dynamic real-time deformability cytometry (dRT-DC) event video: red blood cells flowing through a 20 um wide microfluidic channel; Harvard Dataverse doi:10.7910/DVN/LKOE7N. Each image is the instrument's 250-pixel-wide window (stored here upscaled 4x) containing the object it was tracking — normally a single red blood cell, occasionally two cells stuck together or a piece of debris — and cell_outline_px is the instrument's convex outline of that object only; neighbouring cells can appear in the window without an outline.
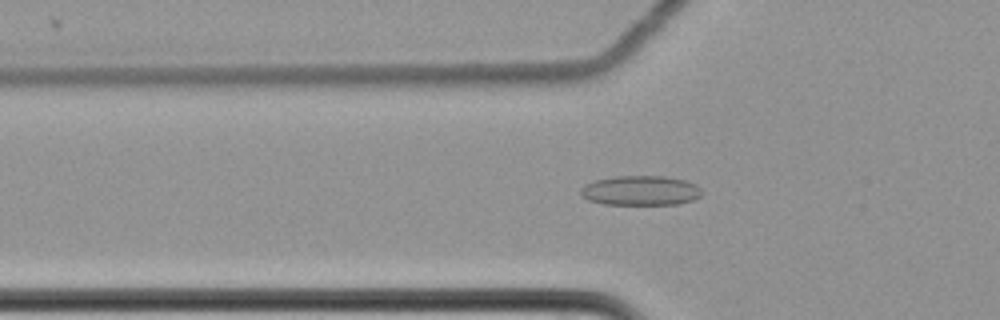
{"species": "common noctule bat (a hibernating species)", "species_latin": "Nyctalus noctula", "temperature_condition": "cold", "stored_images_in_passage": 38, "camera_frame_rate_fps": 3000, "um_per_image_px": 0.085, "animal": {"sex": "female", "body_mass_g": 22.7, "forearm_length_mm": 54.2}, "frame": {"image": 1, "passage_image": 23, "time_ms": 7.333, "image_size_px": [1000, 320], "cell_outline_px": [[700, 196], [692, 200], [676, 204], [604, 204], [588, 200], [580, 196], [580, 188], [584, 184], [596, 180], [616, 176], [664, 176], [684, 180], [696, 184], [700, 188]], "centroid_in_image_um": [54.4, 16.19], "position_along_channel_um": 71.4, "area_um2": 20.92}}
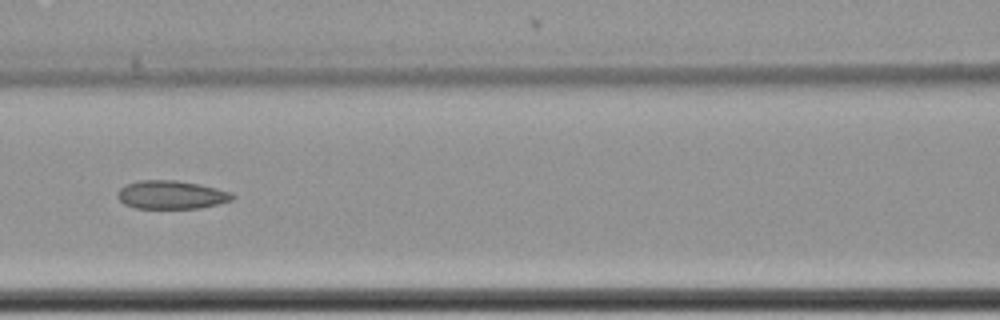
{"frame": {"image": 2, "passage_image": 30, "time_ms": 9.667, "image_size_px": [1000, 320], "cell_outline_px": [[236, 196], [232, 200], [200, 208], [136, 208], [124, 204], [116, 196], [116, 192], [124, 184], [140, 180], [176, 180], [200, 184], [232, 192]], "centroid_in_image_um": [14.54, 16.55], "position_along_channel_um": 152.1, "area_um2": 19.13}}
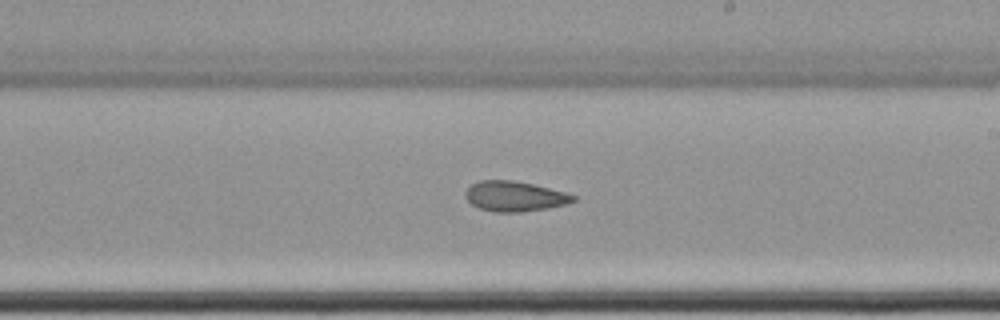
{"frame": {"image": 3, "passage_image": 38, "time_ms": 12.333, "image_size_px": [1000, 320], "cell_outline_px": [[576, 200], [564, 204], [548, 208], [520, 212], [492, 212], [480, 208], [472, 204], [464, 196], [464, 192], [472, 184], [480, 180], [512, 180], [532, 184], [564, 192], [576, 196]], "centroid_in_image_um": [43.71, 16.69], "position_along_channel_um": 245.3, "area_um2": 18.79}}